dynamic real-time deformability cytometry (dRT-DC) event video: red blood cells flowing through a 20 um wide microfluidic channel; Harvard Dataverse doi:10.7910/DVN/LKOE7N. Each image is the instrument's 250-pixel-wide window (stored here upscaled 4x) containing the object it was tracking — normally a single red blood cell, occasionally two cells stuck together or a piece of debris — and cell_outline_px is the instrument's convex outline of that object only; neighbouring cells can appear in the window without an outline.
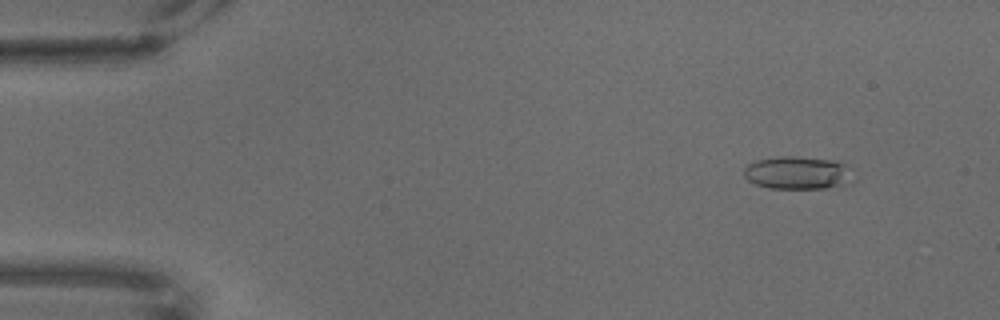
{"species": "common noctule bat (a hibernating species)", "species_latin": "Nyctalus noctula", "temperature_condition": "warm", "stored_images_in_passage": 69, "camera_frame_rate_fps": 3000, "um_per_image_px": 0.085, "animal": {"sex": "male", "body_mass_g": 18.8}, "frame": {"image": 1, "passage_image": 7, "time_ms": 2.0, "image_size_px": [1000, 320], "cell_outline_px": [[856, 180], [852, 184], [824, 188], [768, 188], [756, 184], [748, 180], [744, 176], [744, 168], [748, 164], [756, 160], [776, 156], [796, 156], [836, 160], [844, 164]], "centroid_in_image_um": [67.83, 14.69], "position_along_channel_um": 17.2, "area_um2": 21.27}}
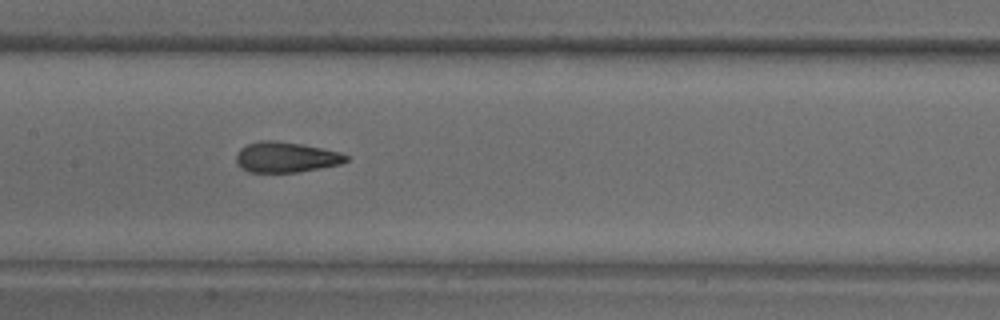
{"frame": {"image": 2, "passage_image": 34, "time_ms": 11.0, "image_size_px": [1000, 320], "cell_outline_px": [[348, 160], [340, 164], [300, 172], [248, 172], [240, 168], [236, 164], [236, 152], [240, 148], [248, 144], [260, 140], [276, 140], [300, 144], [340, 152], [348, 156]], "centroid_in_image_um": [24.25, 13.36], "position_along_channel_um": 183.1, "area_um2": 19.59}}
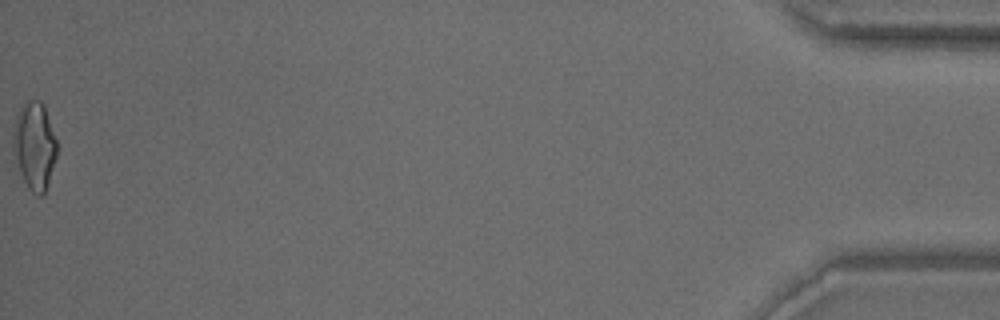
{"frame": {"image": 3, "passage_image": 69, "time_ms": 22.667, "image_size_px": [1000, 320], "cell_outline_px": [[56, 156], [48, 184], [44, 196], [36, 196], [28, 188], [20, 172], [12, 148], [12, 136], [16, 116], [24, 100], [40, 100], [44, 104], [56, 140]], "centroid_in_image_um": [2.92, 12.38], "position_along_channel_um": 432.3, "area_um2": 22.43}}